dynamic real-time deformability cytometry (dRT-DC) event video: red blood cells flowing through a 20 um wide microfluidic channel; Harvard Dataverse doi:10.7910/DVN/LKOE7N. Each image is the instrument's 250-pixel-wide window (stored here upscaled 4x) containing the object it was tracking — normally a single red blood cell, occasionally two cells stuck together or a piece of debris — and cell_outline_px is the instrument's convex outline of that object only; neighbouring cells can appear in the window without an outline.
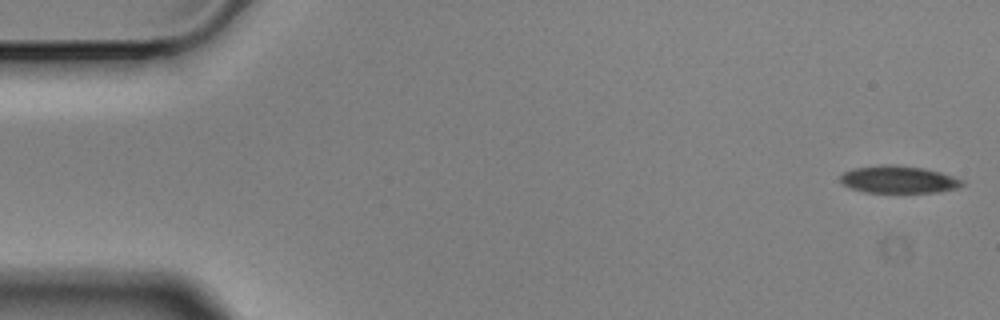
{"species": "Egyptian fruit bat (a non-hibernating species)", "species_latin": "Rousettus aegyptiacus", "temperature_condition": "cold", "stored_images_in_passage": 4, "camera_frame_rate_fps": 3000, "um_per_image_px": 0.085, "animal": {"sex": "male"}, "frame": {"image": 1, "passage_image": 1, "time_ms": 0.0, "image_size_px": [1000, 320], "cell_outline_px": [[964, 184], [960, 188], [940, 192], [864, 192], [848, 188], [840, 180], [840, 176], [844, 172], [852, 168], [884, 164], [896, 164], [924, 168], [940, 172], [964, 180]], "centroid_in_image_um": [76.39, 15.25], "position_along_channel_um": 8.6, "area_um2": 19.65}}
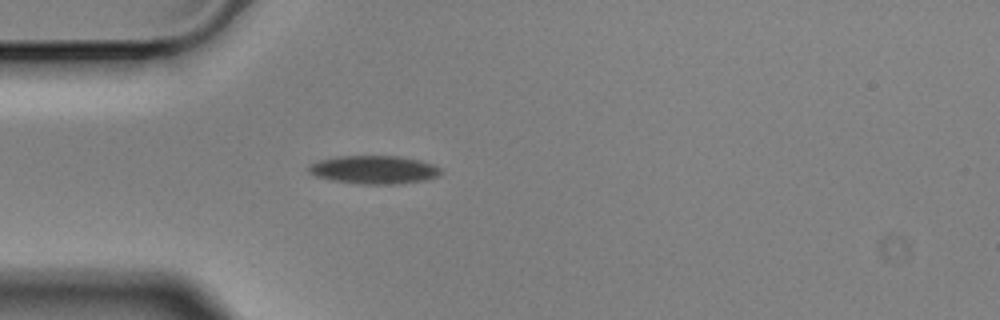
{"frame": {"image": 2, "passage_image": 4, "time_ms": 1.0, "image_size_px": [1000, 320], "cell_outline_px": [[440, 172], [436, 176], [428, 180], [396, 184], [360, 184], [332, 180], [316, 176], [308, 172], [308, 164], [320, 160], [336, 156], [400, 156], [420, 160], [432, 164], [440, 168]], "centroid_in_image_um": [31.77, 14.42], "position_along_channel_um": 53.2, "area_um2": 21.79}}